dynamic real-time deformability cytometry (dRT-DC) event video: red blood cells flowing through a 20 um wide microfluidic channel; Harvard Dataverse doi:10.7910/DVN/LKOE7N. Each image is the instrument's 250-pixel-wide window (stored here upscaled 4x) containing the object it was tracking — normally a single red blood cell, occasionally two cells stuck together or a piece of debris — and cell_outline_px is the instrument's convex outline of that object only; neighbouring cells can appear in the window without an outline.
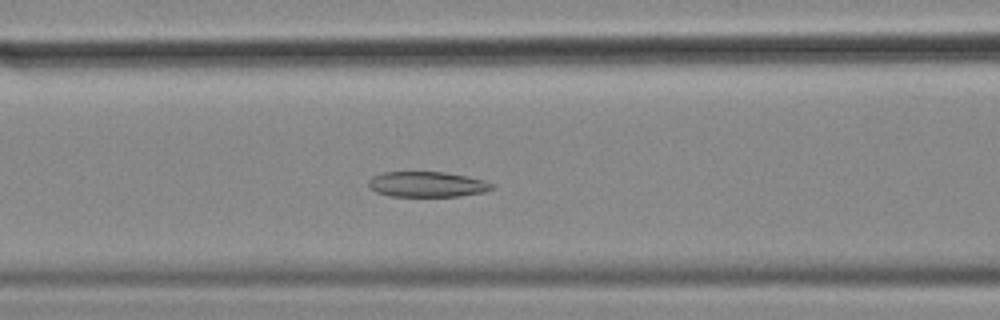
{"species": "common noctule bat (a hibernating species)", "species_latin": "Nyctalus noctula", "temperature_condition": "cold", "stored_images_in_passage": 56, "camera_frame_rate_fps": 3000, "um_per_image_px": 0.085, "animal": {"sex": "female", "body_mass_g": 18.4}, "frame": {"image": 1, "passage_image": 22, "time_ms": 7.0, "image_size_px": [1000, 320], "cell_outline_px": [[496, 188], [484, 192], [460, 196], [388, 196], [376, 192], [368, 188], [368, 180], [372, 176], [384, 172], [444, 172], [484, 180], [496, 184]], "centroid_in_image_um": [36.3, 15.67], "position_along_channel_um": 130.3, "area_um2": 18.44}}
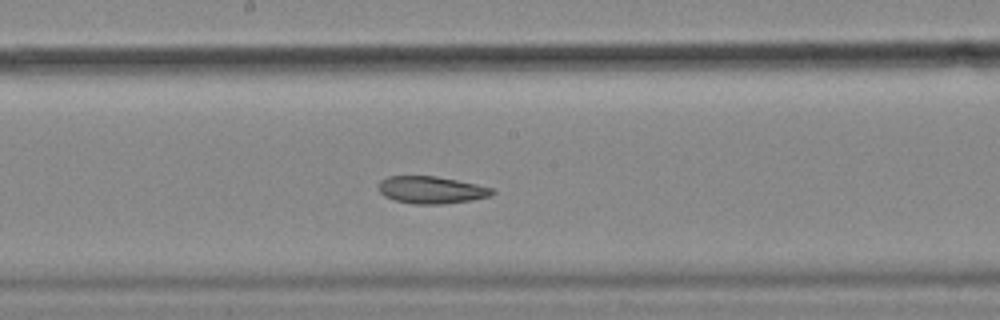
{"frame": {"image": 2, "passage_image": 29, "time_ms": 9.333, "image_size_px": [1000, 320], "cell_outline_px": [[496, 192], [492, 196], [472, 200], [440, 204], [412, 204], [396, 200], [384, 196], [376, 188], [376, 184], [380, 180], [388, 176], [436, 176], [476, 184], [492, 188]], "centroid_in_image_um": [36.63, 16.14], "position_along_channel_um": 211.6, "area_um2": 18.21}}
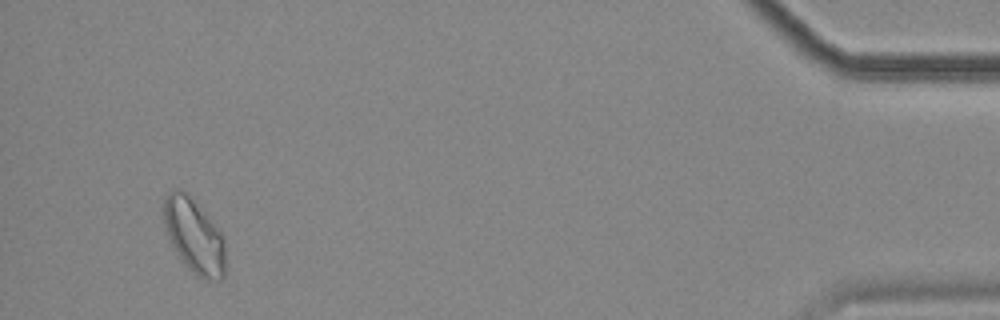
{"frame": {"image": 3, "passage_image": 53, "time_ms": 17.333, "image_size_px": [1000, 320], "cell_outline_px": [[224, 276], [220, 280], [208, 280], [196, 276], [180, 260], [164, 228], [160, 208], [168, 192], [172, 188], [180, 188], [188, 192], [220, 232], [224, 244]], "centroid_in_image_um": [16.43, 20.0], "position_along_channel_um": 418.8, "area_um2": 27.11}, "authors_computed_cell_mechanics": {"area_um2": 21.8484, "velocity_mm_per_s": 3.4918, "shape_relaxation_time_tau1_ms": null, "shape_relaxation_time_tau2_ms": 5.8362, "deformation_change_tau1": null, "deformation_change_tau2": 0.1196}}